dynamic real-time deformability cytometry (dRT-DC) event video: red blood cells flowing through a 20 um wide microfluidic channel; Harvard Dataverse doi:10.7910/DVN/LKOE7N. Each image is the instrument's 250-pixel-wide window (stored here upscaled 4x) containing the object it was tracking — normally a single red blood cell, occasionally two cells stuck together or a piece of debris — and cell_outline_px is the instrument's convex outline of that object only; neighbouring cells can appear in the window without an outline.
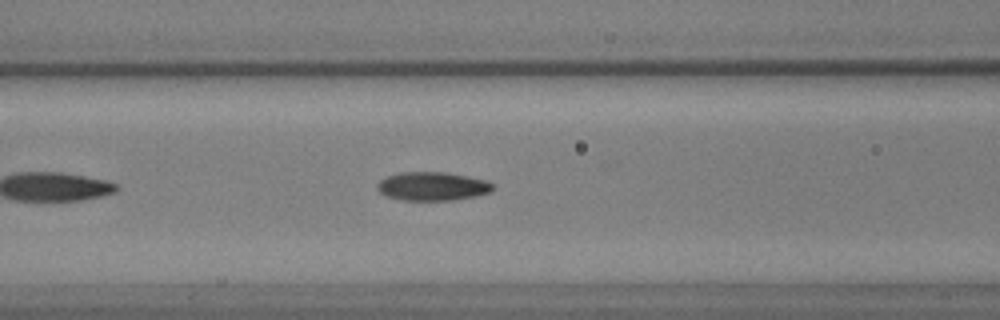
{"species": "common noctule bat (a hibernating species)", "species_latin": "Nyctalus noctula", "temperature_condition": "warm", "stored_images_in_passage": 41, "camera_frame_rate_fps": 3000, "um_per_image_px": 0.085, "animal": {"sex": "male", "body_mass_g": 17.9, "forearm_length_mm": 54.2}, "frame": {"image": 1, "passage_image": 11, "time_ms": 3.333, "image_size_px": [1000, 320], "cell_outline_px": [[492, 188], [488, 192], [476, 196], [452, 200], [404, 200], [384, 196], [376, 188], [376, 184], [380, 180], [388, 176], [400, 172], [444, 172], [468, 176], [488, 180], [492, 184]], "centroid_in_image_um": [36.72, 15.83], "position_along_channel_um": 129.9, "area_um2": 19.25}}
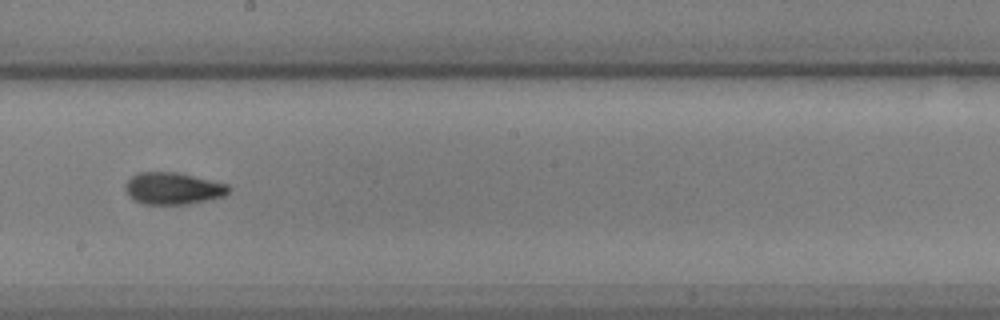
{"frame": {"image": 2, "passage_image": 20, "time_ms": 6.333, "image_size_px": [1000, 320], "cell_outline_px": [[232, 188], [224, 196], [208, 200], [188, 204], [144, 204], [128, 196], [124, 188], [124, 184], [132, 176], [140, 172], [176, 172], [228, 184]], "centroid_in_image_um": [14.71, 16.02], "position_along_channel_um": 233.5, "area_um2": 19.25}}
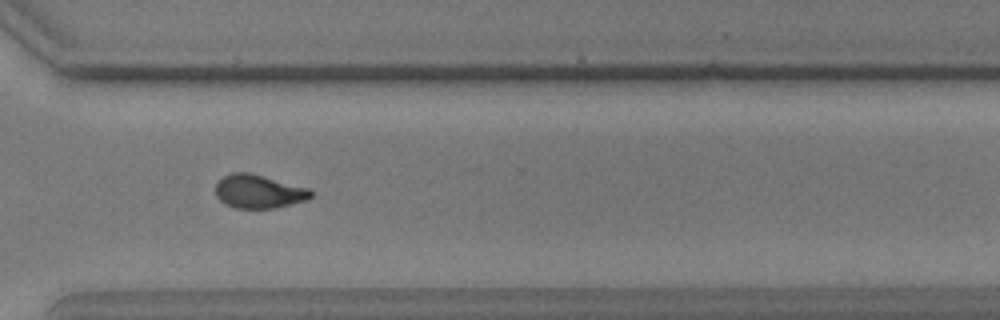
{"frame": {"image": 3, "passage_image": 30, "time_ms": 9.667, "image_size_px": [1000, 320], "cell_outline_px": [[312, 196], [308, 200], [276, 208], [236, 208], [224, 204], [216, 196], [216, 184], [224, 176], [232, 172], [248, 172], [312, 188]], "centroid_in_image_um": [22.03, 16.28], "position_along_channel_um": 348.6, "area_um2": 18.84}}